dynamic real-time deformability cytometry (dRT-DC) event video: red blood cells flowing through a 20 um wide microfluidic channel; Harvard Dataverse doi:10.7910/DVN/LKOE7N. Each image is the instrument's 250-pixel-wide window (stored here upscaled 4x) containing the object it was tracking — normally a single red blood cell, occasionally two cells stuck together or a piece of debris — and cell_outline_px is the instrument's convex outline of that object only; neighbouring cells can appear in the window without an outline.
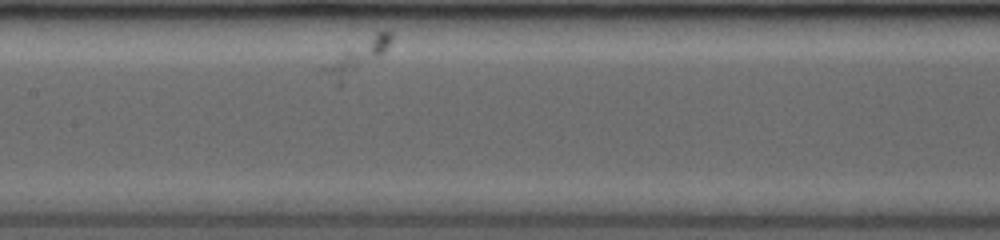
{"species": "common noctule bat (a hibernating species)", "species_latin": "Nyctalus noctula", "temperature_condition": "room temperature", "stored_images_in_passage": 21, "camera_frame_rate_fps": 3500, "um_per_image_px": 0.085, "animal": {"sex": "female", "body_mass_g": 19.0, "forearm_length_mm": 53.3}, "frame": {"image": 1, "passage_image": 7, "time_ms": 3.143, "image_size_px": [1000, 240], "cell_outline_px": [[392, 40], [388, 48], [384, 52], [340, 84], [336, 84], [324, 68], [348, 48], [376, 32], [384, 28], [392, 32]], "centroid_in_image_um": [30.52, 4.75], "position_along_channel_um": 176.9, "area_um2": 11.73}}